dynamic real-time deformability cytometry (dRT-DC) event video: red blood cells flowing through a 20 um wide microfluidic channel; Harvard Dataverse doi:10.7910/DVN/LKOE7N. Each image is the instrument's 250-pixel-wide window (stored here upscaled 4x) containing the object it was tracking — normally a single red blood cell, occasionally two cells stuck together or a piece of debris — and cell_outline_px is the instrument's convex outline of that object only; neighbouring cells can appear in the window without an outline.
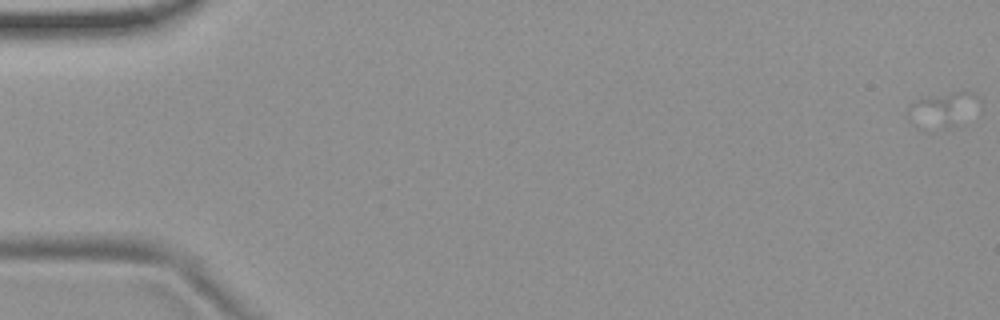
{"species": "common noctule bat (a hibernating species)", "species_latin": "Nyctalus noctula", "temperature_condition": "room temperature", "stored_images_in_passage": 2, "camera_frame_rate_fps": 3000, "um_per_image_px": 0.085, "animal": {"sex": "female", "body_mass_g": 19.9}, "frame": {"image": 1, "passage_image": 1, "time_ms": 0.0, "image_size_px": [1000, 320], "cell_outline_px": [[980, 100], [956, 124], [944, 124], [908, 116], [908, 108], [916, 100], [924, 96], [964, 88], [976, 92]], "centroid_in_image_um": [80.28, 9.03], "position_along_channel_um": 4.7, "area_um2": 12.54}}